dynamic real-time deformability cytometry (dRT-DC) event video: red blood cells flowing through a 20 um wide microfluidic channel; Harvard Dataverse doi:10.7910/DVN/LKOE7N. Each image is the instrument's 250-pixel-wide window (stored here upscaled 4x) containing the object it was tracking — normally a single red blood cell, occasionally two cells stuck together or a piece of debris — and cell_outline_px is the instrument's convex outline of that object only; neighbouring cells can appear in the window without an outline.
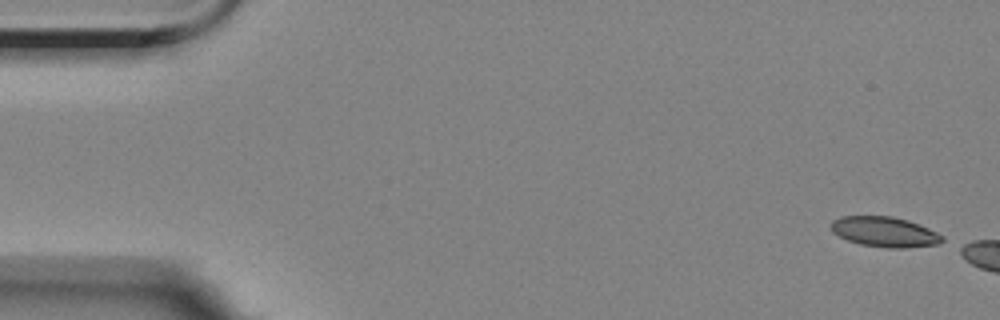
{"species": "Egyptian fruit bat (a non-hibernating species)", "species_latin": "Rousettus aegyptiacus", "temperature_condition": "room temperature", "stored_images_in_passage": 6, "camera_frame_rate_fps": 3000, "um_per_image_px": 0.085, "animal": {"sex": "female"}, "frame": {"image": 1, "passage_image": 1, "time_ms": 0.0, "image_size_px": [1000, 320], "cell_outline_px": [[944, 240], [940, 244], [904, 248], [888, 248], [860, 244], [848, 240], [832, 232], [832, 220], [840, 216], [892, 216], [908, 220], [928, 228], [944, 236]], "centroid_in_image_um": [75.22, 19.71], "position_along_channel_um": 9.8, "area_um2": 19.54}}